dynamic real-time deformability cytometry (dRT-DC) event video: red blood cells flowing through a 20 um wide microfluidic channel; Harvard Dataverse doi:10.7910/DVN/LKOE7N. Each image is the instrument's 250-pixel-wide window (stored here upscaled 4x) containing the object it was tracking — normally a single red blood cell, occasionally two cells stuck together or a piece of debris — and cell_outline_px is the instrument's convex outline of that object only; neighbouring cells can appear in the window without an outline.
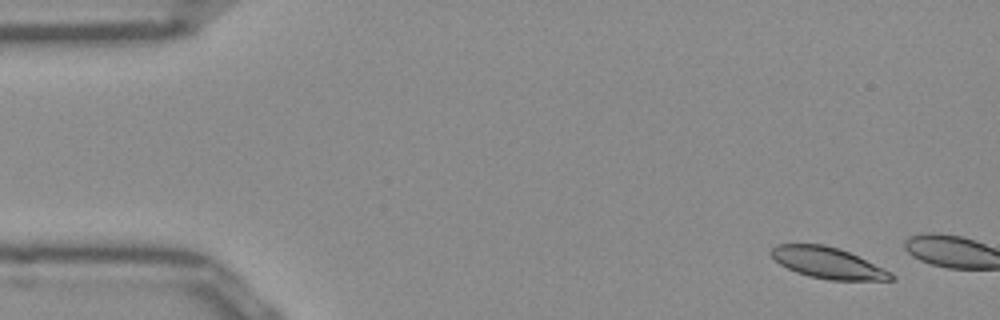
{"species": "Egyptian fruit bat (a non-hibernating species)", "species_latin": "Rousettus aegyptiacus", "temperature_condition": "room temperature", "stored_images_in_passage": 5, "camera_frame_rate_fps": 3000, "um_per_image_px": 0.085, "frame": {"image": 1, "passage_image": 2, "time_ms": 0.333, "image_size_px": [1000, 320], "cell_outline_px": [[896, 280], [828, 280], [808, 276], [796, 272], [780, 264], [768, 252], [776, 244], [824, 244], [848, 252], [884, 268], [892, 272], [896, 276]], "centroid_in_image_um": [70.37, 22.35], "position_along_channel_um": 14.6, "area_um2": 21.73}}